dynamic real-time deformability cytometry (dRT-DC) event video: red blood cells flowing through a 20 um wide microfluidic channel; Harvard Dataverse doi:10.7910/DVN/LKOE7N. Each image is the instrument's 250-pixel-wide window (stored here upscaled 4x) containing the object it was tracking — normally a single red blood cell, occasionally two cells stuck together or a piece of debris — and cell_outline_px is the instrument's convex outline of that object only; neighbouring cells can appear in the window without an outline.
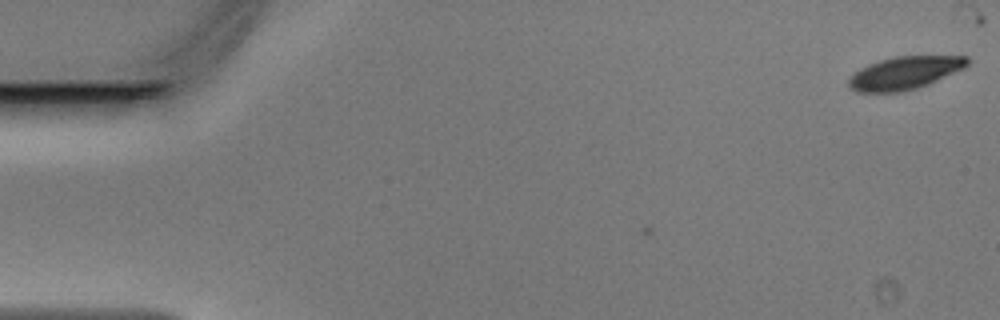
{"species": "Egyptian fruit bat (a non-hibernating species)", "species_latin": "Rousettus aegyptiacus", "temperature_condition": "warm", "stored_images_in_passage": 6, "camera_frame_rate_fps": 3000, "um_per_image_px": 0.085, "animal": {"sex": "male"}, "frame": {"image": 1, "passage_image": 6, "time_ms": 1.667, "image_size_px": [1000, 320], "cell_outline_px": [[968, 64], [964, 68], [928, 84], [904, 92], [856, 92], [848, 88], [848, 80], [860, 68], [868, 64], [880, 60], [896, 56], [968, 56]], "centroid_in_image_um": [76.87, 6.21], "position_along_channel_um": 8.1, "area_um2": 22.6}}